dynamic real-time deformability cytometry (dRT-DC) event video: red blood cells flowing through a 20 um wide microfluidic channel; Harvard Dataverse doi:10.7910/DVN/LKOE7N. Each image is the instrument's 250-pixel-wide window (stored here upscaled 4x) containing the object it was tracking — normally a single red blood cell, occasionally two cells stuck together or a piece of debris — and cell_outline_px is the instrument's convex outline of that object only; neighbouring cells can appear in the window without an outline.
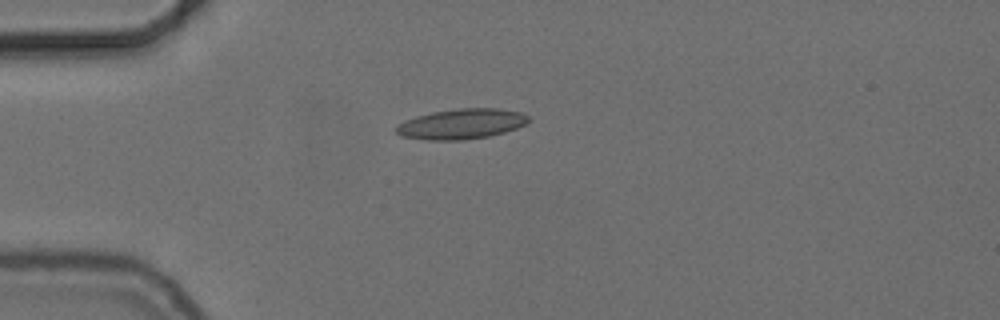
{"species": "common noctule bat (a hibernating species)", "species_latin": "Nyctalus noctula", "temperature_condition": "cold", "stored_images_in_passage": 42, "camera_frame_rate_fps": 3000, "um_per_image_px": 0.085, "animal": {"sex": "female", "body_mass_g": 24.6, "forearm_length_mm": 56.2}, "frame": {"image": 1, "passage_image": 1, "time_ms": 0.0, "image_size_px": [1000, 320], "cell_outline_px": [[528, 120], [524, 124], [516, 128], [504, 132], [488, 136], [464, 140], [428, 140], [400, 136], [396, 132], [396, 128], [404, 120], [416, 116], [432, 112], [460, 108], [496, 108], [520, 112], [528, 116]], "centroid_in_image_um": [39.19, 10.53], "position_along_channel_um": 45.8, "area_um2": 23.12}}
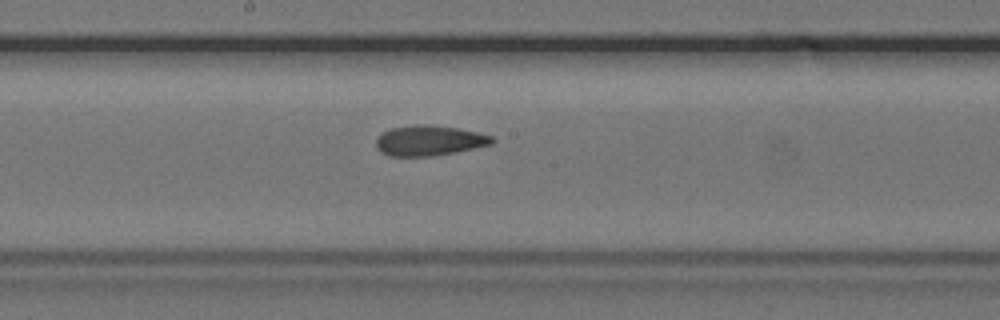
{"frame": {"image": 2, "passage_image": 16, "time_ms": 5.0, "image_size_px": [1000, 320], "cell_outline_px": [[496, 140], [492, 144], [456, 152], [432, 156], [388, 156], [380, 152], [376, 148], [376, 140], [384, 132], [392, 128], [416, 124], [428, 124], [460, 128], [492, 136]], "centroid_in_image_um": [36.49, 11.95], "position_along_channel_um": 211.7, "area_um2": 20.52}}
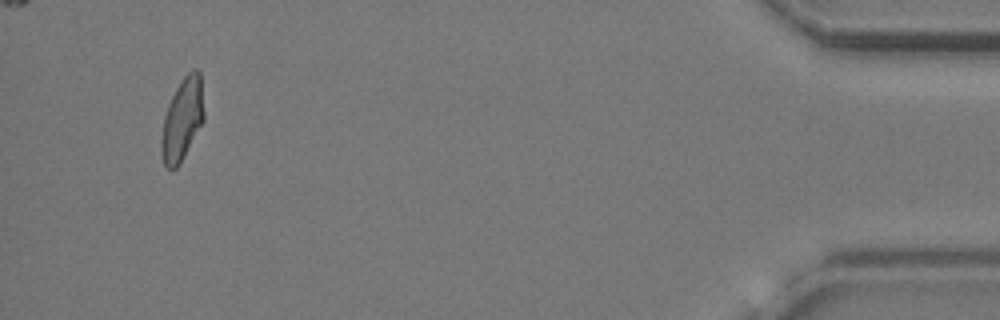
{"frame": {"image": 3, "passage_image": 39, "time_ms": 12.667, "image_size_px": [1000, 320], "cell_outline_px": [[204, 120], [180, 164], [176, 168], [168, 168], [164, 164], [160, 152], [160, 140], [164, 116], [168, 104], [176, 88], [184, 76], [192, 68], [196, 68], [200, 72], [204, 112]], "centroid_in_image_um": [15.49, 10.15], "position_along_channel_um": 419.7, "area_um2": 20.52}, "authors_computed_cell_mechanics": {"area_um2": 20.519, "velocity_mm_per_s": 3.7114, "shape_relaxation_time_tau1_ms": null, "shape_relaxation_time_tau2_ms": 4.5477, "deformation_change_tau1": null, "deformation_change_tau2": 0.1166}}